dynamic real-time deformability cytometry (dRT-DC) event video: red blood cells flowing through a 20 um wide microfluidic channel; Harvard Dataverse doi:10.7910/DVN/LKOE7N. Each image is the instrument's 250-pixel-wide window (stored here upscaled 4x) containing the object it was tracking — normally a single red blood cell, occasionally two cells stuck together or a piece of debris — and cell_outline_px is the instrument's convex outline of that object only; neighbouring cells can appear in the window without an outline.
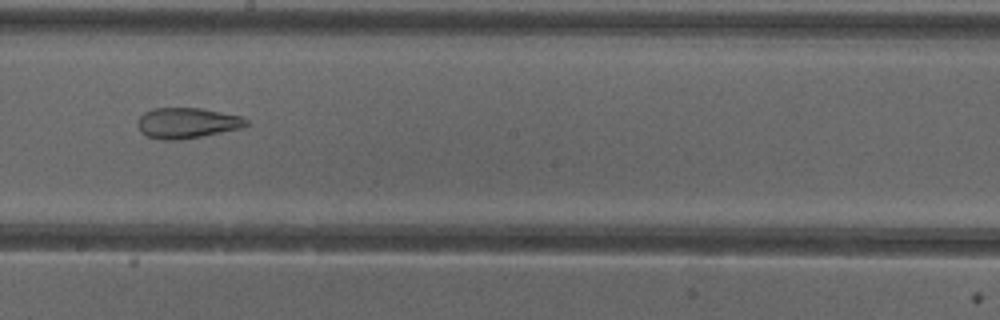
{"species": "common noctule bat (a hibernating species)", "species_latin": "Nyctalus noctula", "temperature_condition": "cold", "stored_images_in_passage": 40, "camera_frame_rate_fps": 3000, "um_per_image_px": 0.085, "animal": {"sex": "female"}, "frame": {"image": 1, "passage_image": 18, "time_ms": 5.667, "image_size_px": [1000, 320], "cell_outline_px": [[248, 124], [244, 128], [200, 136], [176, 140], [160, 140], [148, 136], [140, 132], [136, 124], [136, 120], [144, 112], [152, 108], [200, 108], [240, 116], [248, 120]], "centroid_in_image_um": [15.86, 10.45], "position_along_channel_um": 232.3, "area_um2": 19.42}}
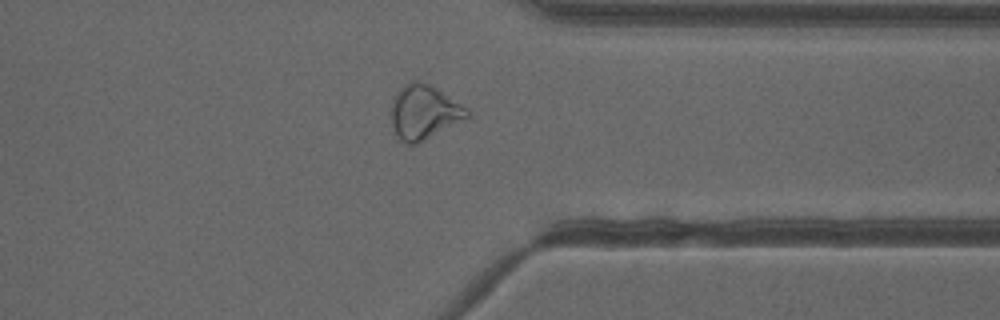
{"frame": {"image": 2, "passage_image": 29, "time_ms": 9.333, "image_size_px": [1000, 320], "cell_outline_px": [[472, 112], [468, 120], [416, 144], [404, 144], [396, 136], [392, 124], [392, 100], [396, 92], [404, 84], [412, 80], [416, 80], [428, 84], [436, 88], [468, 108]], "centroid_in_image_um": [36.08, 9.55], "position_along_channel_um": 375.3, "area_um2": 24.45}, "authors_computed_cell_mechanics": {"area_um2": 24.5361, "velocity_mm_per_s": 3.9978, "shape_relaxation_time_tau1_ms": null, "shape_relaxation_time_tau2_ms": 2.3978, "deformation_change_tau1": null, "deformation_change_tau2": 0.1005}}